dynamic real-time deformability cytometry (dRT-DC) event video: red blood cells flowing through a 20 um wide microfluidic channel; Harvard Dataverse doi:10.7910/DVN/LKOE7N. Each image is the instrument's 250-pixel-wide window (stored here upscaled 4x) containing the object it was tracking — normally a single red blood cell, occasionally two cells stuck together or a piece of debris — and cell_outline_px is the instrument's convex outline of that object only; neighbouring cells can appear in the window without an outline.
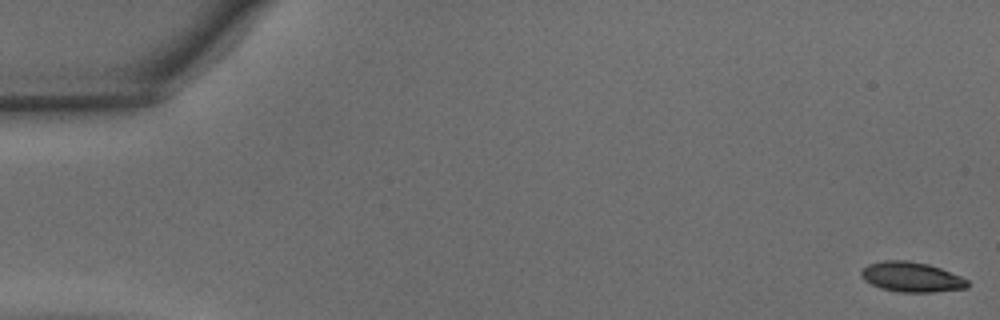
{"species": "common noctule bat (a hibernating species)", "species_latin": "Nyctalus noctula", "temperature_condition": "warm", "stored_images_in_passage": 42, "camera_frame_rate_fps": 3000, "um_per_image_px": 0.085, "animal": {"sex": "male", "body_mass_g": 15.6}, "frame": {"image": 1, "passage_image": 1, "time_ms": 0.0, "image_size_px": [1000, 320], "cell_outline_px": [[968, 288], [932, 292], [900, 292], [880, 288], [864, 280], [860, 276], [860, 272], [868, 264], [884, 260], [908, 260], [928, 264], [940, 268], [960, 276], [968, 280]], "centroid_in_image_um": [77.46, 23.54], "position_along_channel_um": 7.5, "area_um2": 18.55}}
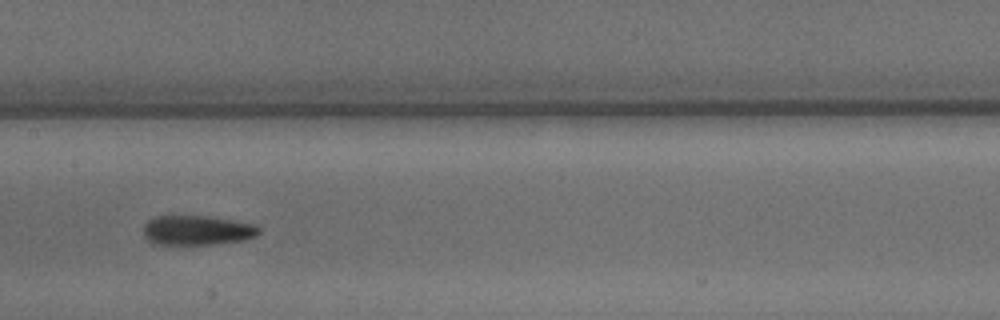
{"frame": {"image": 2, "passage_image": 24, "time_ms": 7.667, "image_size_px": [1000, 320], "cell_outline_px": [[260, 232], [256, 236], [244, 240], [212, 244], [156, 244], [148, 240], [144, 236], [144, 224], [148, 220], [156, 216], [204, 216], [256, 224], [260, 228]], "centroid_in_image_um": [16.76, 19.57], "position_along_channel_um": 190.6, "area_um2": 19.83}}
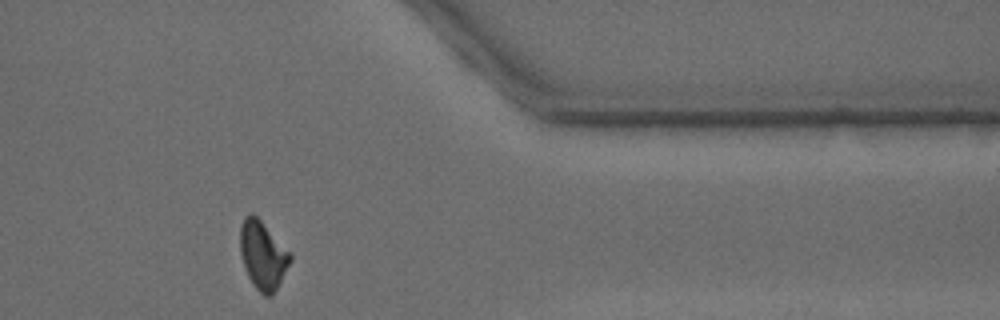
{"frame": {"image": 3, "passage_image": 39, "time_ms": 12.667, "image_size_px": [1000, 320], "cell_outline_px": [[292, 260], [272, 296], [264, 296], [256, 288], [248, 276], [240, 252], [240, 228], [244, 216], [252, 212], [292, 252]], "centroid_in_image_um": [22.36, 21.67], "position_along_channel_um": 389.0, "area_um2": 19.88}}